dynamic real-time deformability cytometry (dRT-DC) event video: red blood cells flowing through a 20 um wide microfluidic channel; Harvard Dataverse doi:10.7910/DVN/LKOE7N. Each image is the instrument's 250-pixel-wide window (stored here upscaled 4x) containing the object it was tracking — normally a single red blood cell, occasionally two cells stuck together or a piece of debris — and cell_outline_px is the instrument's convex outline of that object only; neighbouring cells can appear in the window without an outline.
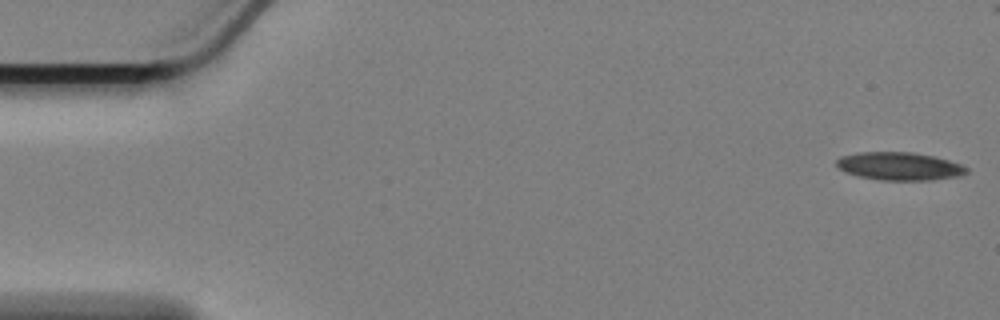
{"species": "Egyptian fruit bat (a non-hibernating species)", "species_latin": "Rousettus aegyptiacus", "temperature_condition": "cold", "stored_images_in_passage": 47, "camera_frame_rate_fps": 3000, "um_per_image_px": 0.085, "animal": {"sex": "female"}, "frame": {"image": 1, "passage_image": 1, "time_ms": 0.0, "image_size_px": [1000, 320], "cell_outline_px": [[968, 172], [960, 176], [932, 180], [880, 180], [860, 176], [848, 172], [840, 168], [836, 164], [836, 160], [844, 156], [860, 152], [912, 152], [932, 156], [948, 160], [960, 164], [968, 168]], "centroid_in_image_um": [76.5, 14.13], "position_along_channel_um": 8.5, "area_um2": 20.92}}
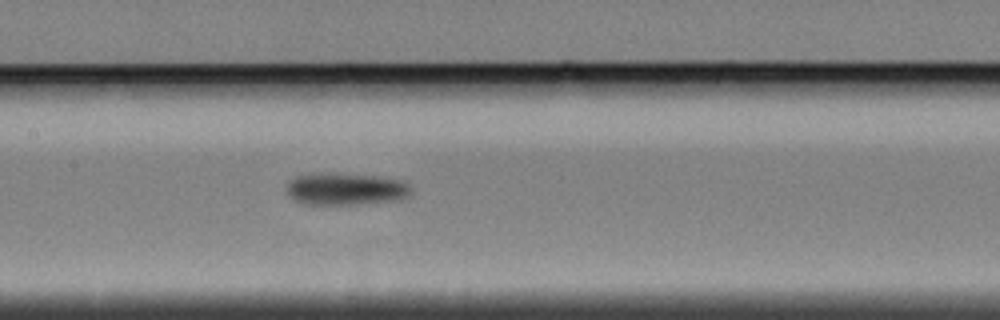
{"frame": {"image": 2, "passage_image": 27, "time_ms": 8.667, "image_size_px": [1000, 320], "cell_outline_px": [[412, 192], [408, 196], [400, 200], [356, 204], [304, 204], [296, 200], [288, 192], [288, 184], [296, 176], [372, 176], [404, 180], [412, 188]], "centroid_in_image_um": [29.52, 16.12], "position_along_channel_um": 177.9, "area_um2": 22.08}}
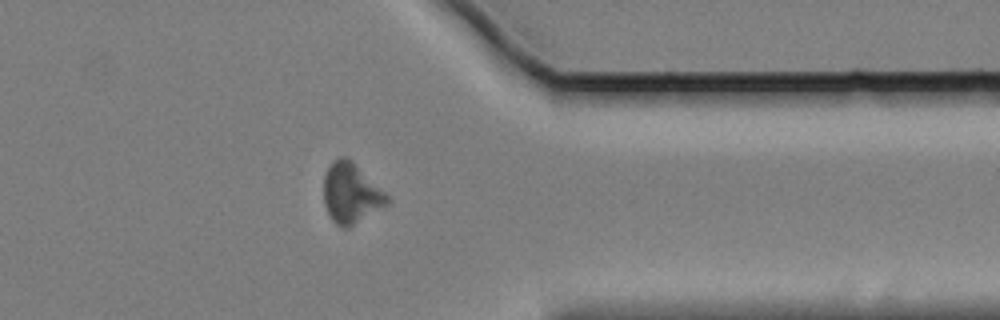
{"frame": {"image": 3, "passage_image": 46, "time_ms": 15.0, "image_size_px": [1000, 320], "cell_outline_px": [[388, 204], [348, 228], [340, 228], [332, 220], [324, 204], [324, 176], [328, 164], [332, 160], [340, 156], [344, 156], [352, 160], [388, 196]], "centroid_in_image_um": [29.79, 16.41], "position_along_channel_um": 381.6, "area_um2": 22.14}}